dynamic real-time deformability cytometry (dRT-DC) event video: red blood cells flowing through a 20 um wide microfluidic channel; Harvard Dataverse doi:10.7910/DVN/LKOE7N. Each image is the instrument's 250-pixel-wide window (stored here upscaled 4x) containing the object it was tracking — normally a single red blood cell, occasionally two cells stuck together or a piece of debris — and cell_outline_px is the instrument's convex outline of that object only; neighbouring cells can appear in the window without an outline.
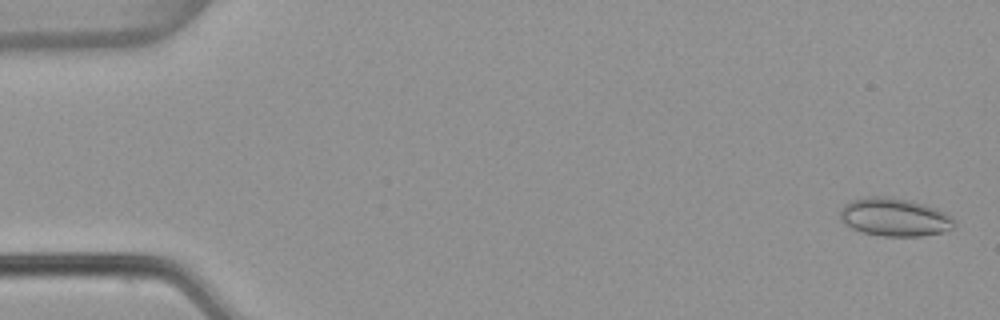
{"species": "common noctule bat (a hibernating species)", "species_latin": "Nyctalus noctula", "temperature_condition": "warm", "stored_images_in_passage": 53, "camera_frame_rate_fps": 3000, "um_per_image_px": 0.085, "animal": {"sex": "female", "body_mass_g": 22.7, "forearm_length_mm": 54.2}, "frame": {"image": 1, "passage_image": 1, "time_ms": 0.0, "image_size_px": [1000, 320], "cell_outline_px": [[956, 224], [952, 228], [944, 232], [920, 236], [884, 236], [860, 232], [852, 228], [840, 220], [840, 208], [844, 204], [852, 200], [868, 196], [884, 196], [908, 200], [924, 204], [948, 212], [956, 220]], "centroid_in_image_um": [76.06, 18.46], "position_along_channel_um": 8.9, "area_um2": 25.66}}
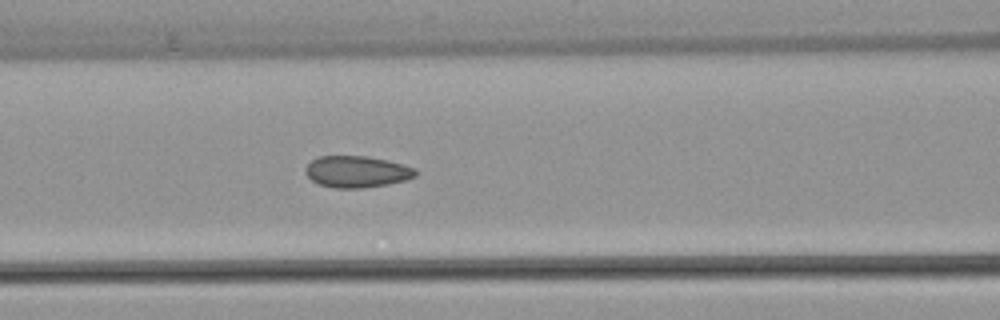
{"frame": {"image": 2, "passage_image": 22, "time_ms": 7.0, "image_size_px": [1000, 320], "cell_outline_px": [[420, 172], [416, 176], [408, 180], [388, 184], [364, 188], [336, 188], [320, 184], [312, 180], [304, 172], [304, 168], [316, 156], [368, 156], [388, 160], [416, 168]], "centroid_in_image_um": [30.37, 14.59], "position_along_channel_um": 136.2, "area_um2": 20.52}}
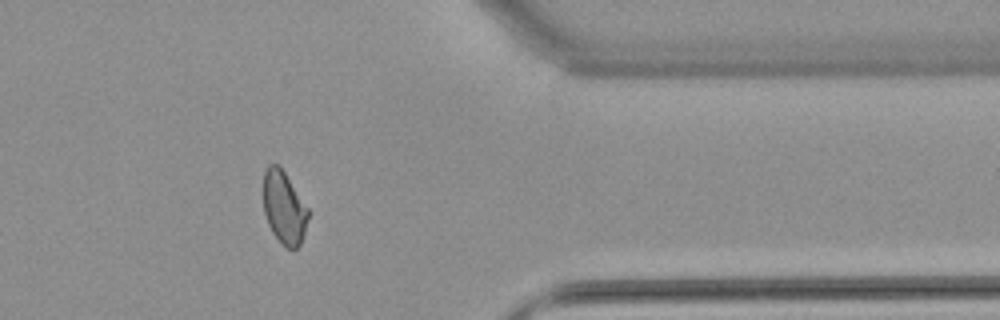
{"frame": {"image": 3, "passage_image": 43, "time_ms": 14.0, "image_size_px": [1000, 320], "cell_outline_px": [[308, 216], [304, 232], [300, 244], [296, 248], [284, 248], [272, 232], [268, 224], [264, 212], [264, 172], [268, 164], [276, 164], [284, 172], [308, 208]], "centroid_in_image_um": [24.13, 17.67], "position_along_channel_um": 387.3, "area_um2": 18.67}, "authors_computed_cell_mechanics": {"area_um2": 20.4034, "velocity_mm_per_s": 3.8306, "shape_relaxation_time_tau1_ms": null, "shape_relaxation_time_tau2_ms": 0.9256, "deformation_change_tau1": null, "deformation_change_tau2": 0.0699}}